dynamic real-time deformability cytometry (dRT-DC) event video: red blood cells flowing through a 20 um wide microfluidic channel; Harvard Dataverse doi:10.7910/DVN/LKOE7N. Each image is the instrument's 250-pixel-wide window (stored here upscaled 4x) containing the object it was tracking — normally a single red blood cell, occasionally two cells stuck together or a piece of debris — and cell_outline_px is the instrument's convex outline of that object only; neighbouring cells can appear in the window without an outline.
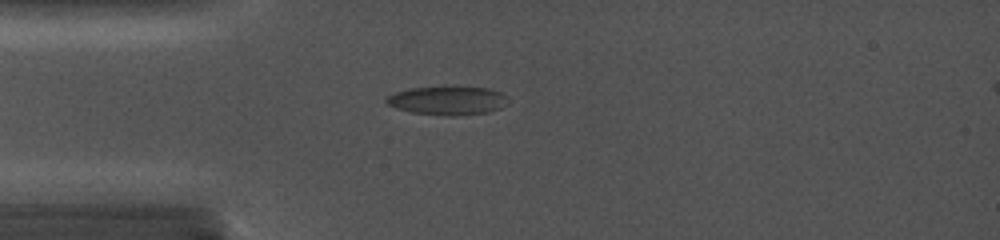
{"species": "common noctule bat (a hibernating species)", "species_latin": "Nyctalus noctula", "temperature_condition": "cold", "stored_images_in_passage": 2, "camera_frame_rate_fps": 5000, "um_per_image_px": 0.085, "animal": {"sex": "female", "body_mass_g": 19.0, "forearm_length_mm": 56.7}, "frame": {"image": 1, "passage_image": 1, "time_ms": 0.0, "image_size_px": [1000, 240], "cell_outline_px": [[500, 108], [488, 112], [452, 116], [412, 112], [388, 104], [388, 100], [396, 92], [412, 88], [484, 88], [496, 92]], "centroid_in_image_um": [37.92, 8.57], "position_along_channel_um": 47.1, "area_um2": 18.44}}